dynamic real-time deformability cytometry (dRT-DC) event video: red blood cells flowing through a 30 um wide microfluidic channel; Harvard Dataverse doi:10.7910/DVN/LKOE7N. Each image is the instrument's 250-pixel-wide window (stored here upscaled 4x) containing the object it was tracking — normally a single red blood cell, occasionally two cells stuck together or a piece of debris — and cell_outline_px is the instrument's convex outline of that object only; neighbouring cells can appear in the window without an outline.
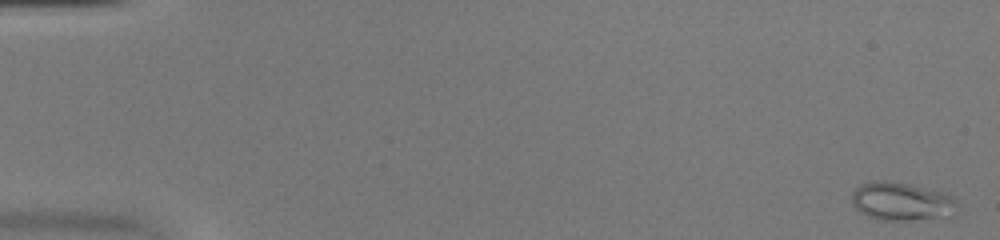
{"species": "common noctule bat (a hibernating species)", "species_latin": "Nyctalus noctula", "temperature_condition": "warm", "stored_images_in_passage": 53, "camera_frame_rate_fps": 3000, "um_per_image_px": 0.085, "animal": {"sex": "female", "body_mass_g": 20.0, "forearm_length_mm": 54.0}, "frame": {"image": 1, "passage_image": 2, "time_ms": 0.333, "image_size_px": [1000, 240], "cell_outline_px": [[960, 212], [956, 216], [908, 220], [876, 220], [860, 212], [852, 204], [852, 192], [860, 184], [876, 180], [888, 180], [908, 184], [944, 192], [952, 196], [956, 200]], "centroid_in_image_um": [76.69, 17.13], "position_along_channel_um": 8.3, "area_um2": 24.04}}
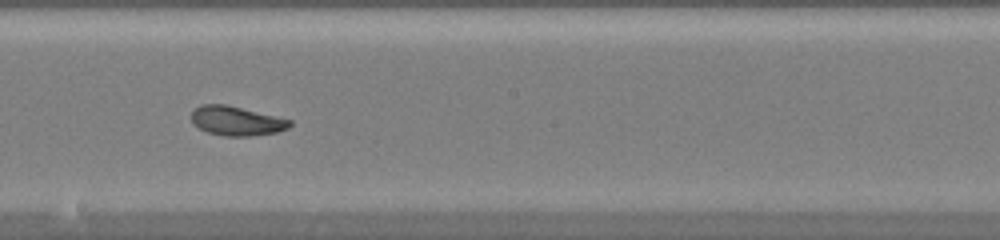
{"frame": {"image": 2, "passage_image": 31, "time_ms": 10.0, "image_size_px": [1000, 240], "cell_outline_px": [[292, 124], [288, 128], [276, 132], [252, 136], [224, 136], [208, 132], [192, 124], [192, 112], [200, 104], [224, 104], [292, 120]], "centroid_in_image_um": [20.09, 10.28], "position_along_channel_um": 228.1, "area_um2": 16.65}}
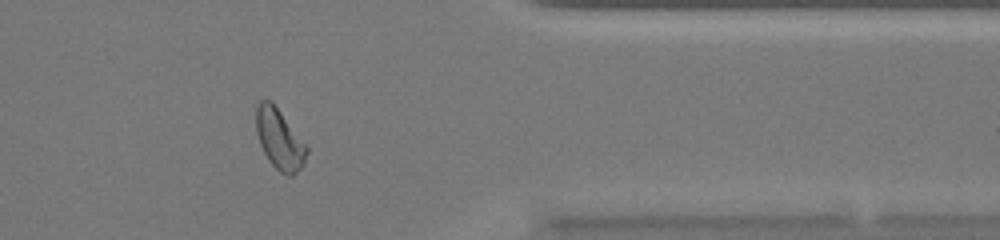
{"frame": {"image": 3, "passage_image": 44, "time_ms": 14.333, "image_size_px": [1000, 240], "cell_outline_px": [[308, 152], [304, 164], [292, 176], [288, 176], [280, 172], [268, 160], [260, 144], [256, 132], [256, 108], [260, 100], [272, 100], [308, 144]], "centroid_in_image_um": [23.79, 11.81], "position_along_channel_um": 387.6, "area_um2": 18.21}, "authors_computed_cell_mechanics": {"area_um2": 18.785, "velocity_mm_per_s": 4.0049, "shape_relaxation_time_tau1_ms": 3.8633, "shape_relaxation_time_tau2_ms": 2.0686, "deformation_change_tau1": 0.152, "deformation_change_tau2": 0.0763}}